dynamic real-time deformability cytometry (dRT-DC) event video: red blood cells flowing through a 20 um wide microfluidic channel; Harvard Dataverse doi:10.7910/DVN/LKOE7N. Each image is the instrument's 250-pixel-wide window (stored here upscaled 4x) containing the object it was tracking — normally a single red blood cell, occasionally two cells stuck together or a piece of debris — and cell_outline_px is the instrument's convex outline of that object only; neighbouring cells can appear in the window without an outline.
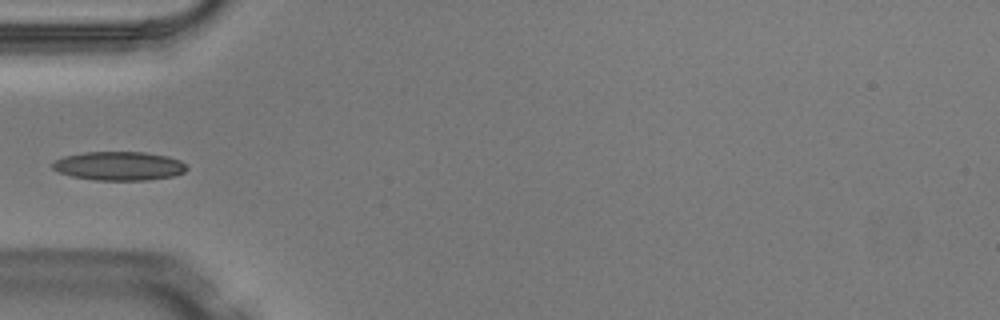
{"species": "Egyptian fruit bat (a non-hibernating species)", "species_latin": "Rousettus aegyptiacus", "temperature_condition": "warm", "stored_images_in_passage": 4, "camera_frame_rate_fps": 3000, "um_per_image_px": 0.085, "animal": {"sex": "male"}, "frame": {"image": 1, "passage_image": 4, "time_ms": 1.0, "image_size_px": [1000, 320], "cell_outline_px": [[188, 168], [184, 172], [172, 176], [148, 180], [96, 180], [72, 176], [60, 172], [52, 168], [52, 160], [64, 156], [84, 152], [144, 152], [168, 156], [180, 160]], "centroid_in_image_um": [10.1, 14.1], "position_along_channel_um": 74.9, "area_um2": 22.54}}